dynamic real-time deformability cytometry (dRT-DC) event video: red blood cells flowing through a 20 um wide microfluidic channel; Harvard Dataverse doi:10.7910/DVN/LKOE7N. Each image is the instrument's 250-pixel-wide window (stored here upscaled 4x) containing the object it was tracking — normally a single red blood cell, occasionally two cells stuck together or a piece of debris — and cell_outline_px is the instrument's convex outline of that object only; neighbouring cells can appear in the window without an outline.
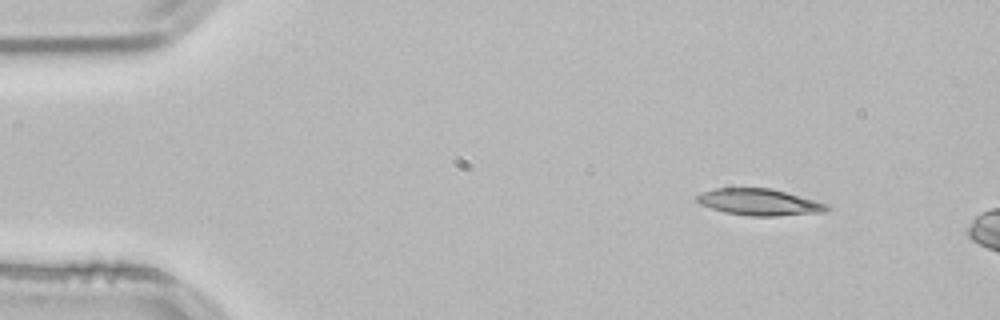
{"species": "common noctule bat (a hibernating species)", "species_latin": "Nyctalus noctula", "temperature_condition": "room temperature", "stored_images_in_passage": 7, "camera_frame_rate_fps": 3000, "um_per_image_px": 0.085, "animal": {"sex": "male", "body_mass_g": 21.5, "forearm_length_mm": 52.0}, "frame": {"image": 1, "passage_image": 1, "time_ms": 0.0, "image_size_px": [1000, 320], "cell_outline_px": [[832, 208], [824, 212], [776, 216], [748, 216], [724, 212], [700, 204], [696, 200], [696, 196], [700, 192], [712, 188], [768, 188], [816, 200], [828, 204]], "centroid_in_image_um": [64.53, 17.18], "position_along_channel_um": 20.5, "area_um2": 20.17}}